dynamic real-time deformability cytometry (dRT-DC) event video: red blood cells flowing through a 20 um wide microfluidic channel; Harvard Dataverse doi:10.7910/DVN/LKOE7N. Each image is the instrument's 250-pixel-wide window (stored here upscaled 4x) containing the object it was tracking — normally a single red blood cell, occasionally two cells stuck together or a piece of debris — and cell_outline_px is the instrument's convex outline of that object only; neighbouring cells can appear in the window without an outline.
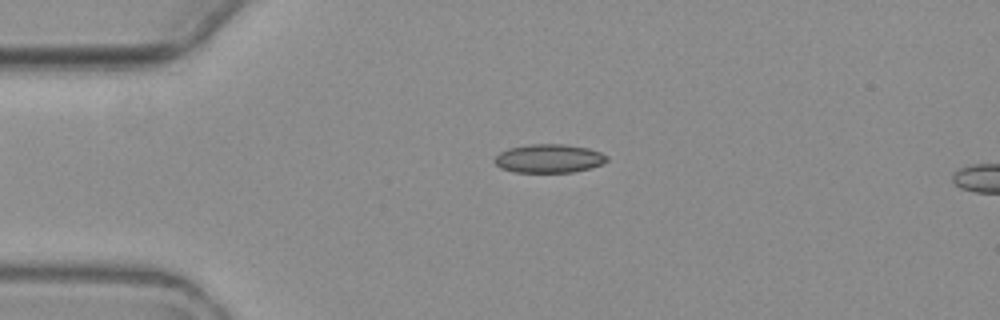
{"species": "common noctule bat (a hibernating species)", "species_latin": "Nyctalus noctula", "temperature_condition": "warm", "stored_images_in_passage": 4, "camera_frame_rate_fps": 3000, "um_per_image_px": 0.085, "animal": {"sex": "female", "body_mass_g": 19.3, "forearm_length_mm": 54.1}, "frame": {"image": 1, "passage_image": 3, "time_ms": 2.333, "image_size_px": [1000, 320], "cell_outline_px": [[608, 160], [600, 164], [588, 168], [572, 172], [516, 172], [500, 168], [492, 160], [500, 152], [508, 148], [532, 144], [564, 144], [588, 148], [600, 152], [608, 156]], "centroid_in_image_um": [46.63, 13.46], "position_along_channel_um": 38.4, "area_um2": 18.61}}